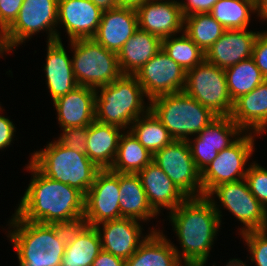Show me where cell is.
Returning <instances> with one entry per match:
<instances>
[{"mask_svg":"<svg viewBox=\"0 0 267 266\" xmlns=\"http://www.w3.org/2000/svg\"><path fill=\"white\" fill-rule=\"evenodd\" d=\"M27 169L33 178L15 212L18 217L42 224L83 223L85 196L79 190L45 176L31 161Z\"/></svg>","mask_w":267,"mask_h":266,"instance_id":"cell-1","label":"cell"},{"mask_svg":"<svg viewBox=\"0 0 267 266\" xmlns=\"http://www.w3.org/2000/svg\"><path fill=\"white\" fill-rule=\"evenodd\" d=\"M216 205L215 200L207 196L187 198L175 210L170 211L169 217L183 253L176 246L173 247L181 262L183 258L185 266L206 264L221 224L222 215Z\"/></svg>","mask_w":267,"mask_h":266,"instance_id":"cell-2","label":"cell"},{"mask_svg":"<svg viewBox=\"0 0 267 266\" xmlns=\"http://www.w3.org/2000/svg\"><path fill=\"white\" fill-rule=\"evenodd\" d=\"M10 220L14 231L8 234L19 266H61L68 226L23 220L16 214Z\"/></svg>","mask_w":267,"mask_h":266,"instance_id":"cell-3","label":"cell"},{"mask_svg":"<svg viewBox=\"0 0 267 266\" xmlns=\"http://www.w3.org/2000/svg\"><path fill=\"white\" fill-rule=\"evenodd\" d=\"M95 93V120L123 130L150 108L144 105L143 98L146 95L135 75L122 74L112 83L99 87Z\"/></svg>","mask_w":267,"mask_h":266,"instance_id":"cell-4","label":"cell"},{"mask_svg":"<svg viewBox=\"0 0 267 266\" xmlns=\"http://www.w3.org/2000/svg\"><path fill=\"white\" fill-rule=\"evenodd\" d=\"M45 176L76 188L84 196L100 170L86 154L74 151L58 140L36 151L30 160Z\"/></svg>","mask_w":267,"mask_h":266,"instance_id":"cell-5","label":"cell"},{"mask_svg":"<svg viewBox=\"0 0 267 266\" xmlns=\"http://www.w3.org/2000/svg\"><path fill=\"white\" fill-rule=\"evenodd\" d=\"M149 110L167 128L174 140L188 141L217 116L186 93L161 95L149 101Z\"/></svg>","mask_w":267,"mask_h":266,"instance_id":"cell-6","label":"cell"},{"mask_svg":"<svg viewBox=\"0 0 267 266\" xmlns=\"http://www.w3.org/2000/svg\"><path fill=\"white\" fill-rule=\"evenodd\" d=\"M74 50L72 67L78 86L98 90L122 75L117 53L107 50L93 38L70 41Z\"/></svg>","mask_w":267,"mask_h":266,"instance_id":"cell-7","label":"cell"},{"mask_svg":"<svg viewBox=\"0 0 267 266\" xmlns=\"http://www.w3.org/2000/svg\"><path fill=\"white\" fill-rule=\"evenodd\" d=\"M183 92L216 116L232 113L234 102L228 92L225 70L205 59L186 72Z\"/></svg>","mask_w":267,"mask_h":266,"instance_id":"cell-8","label":"cell"},{"mask_svg":"<svg viewBox=\"0 0 267 266\" xmlns=\"http://www.w3.org/2000/svg\"><path fill=\"white\" fill-rule=\"evenodd\" d=\"M58 0H24L17 18L3 32L8 52L35 33L46 30L48 41H61L58 25Z\"/></svg>","mask_w":267,"mask_h":266,"instance_id":"cell-9","label":"cell"},{"mask_svg":"<svg viewBox=\"0 0 267 266\" xmlns=\"http://www.w3.org/2000/svg\"><path fill=\"white\" fill-rule=\"evenodd\" d=\"M153 162L187 198L204 196L201 172L195 165L188 141L173 140L153 155Z\"/></svg>","mask_w":267,"mask_h":266,"instance_id":"cell-10","label":"cell"},{"mask_svg":"<svg viewBox=\"0 0 267 266\" xmlns=\"http://www.w3.org/2000/svg\"><path fill=\"white\" fill-rule=\"evenodd\" d=\"M247 134L240 135L232 145L218 152L217 157L201 172L204 196L220 184L245 179L248 171L245 164L253 154L255 137L251 132Z\"/></svg>","mask_w":267,"mask_h":266,"instance_id":"cell-11","label":"cell"},{"mask_svg":"<svg viewBox=\"0 0 267 266\" xmlns=\"http://www.w3.org/2000/svg\"><path fill=\"white\" fill-rule=\"evenodd\" d=\"M214 194L222 203L221 206L244 224L245 228H241L240 234L267 229V210L250 192L246 179L220 184L207 197Z\"/></svg>","mask_w":267,"mask_h":266,"instance_id":"cell-12","label":"cell"},{"mask_svg":"<svg viewBox=\"0 0 267 266\" xmlns=\"http://www.w3.org/2000/svg\"><path fill=\"white\" fill-rule=\"evenodd\" d=\"M119 196V173L110 169H100L85 195L83 223L97 226L122 218Z\"/></svg>","mask_w":267,"mask_h":266,"instance_id":"cell-13","label":"cell"},{"mask_svg":"<svg viewBox=\"0 0 267 266\" xmlns=\"http://www.w3.org/2000/svg\"><path fill=\"white\" fill-rule=\"evenodd\" d=\"M143 91L151 101L153 98L182 92L186 72L161 49L135 74Z\"/></svg>","mask_w":267,"mask_h":266,"instance_id":"cell-14","label":"cell"},{"mask_svg":"<svg viewBox=\"0 0 267 266\" xmlns=\"http://www.w3.org/2000/svg\"><path fill=\"white\" fill-rule=\"evenodd\" d=\"M243 132L230 116H217L197 134L194 142L188 140L197 169L202 172L217 157L218 152L232 145L238 138L236 136Z\"/></svg>","mask_w":267,"mask_h":266,"instance_id":"cell-15","label":"cell"},{"mask_svg":"<svg viewBox=\"0 0 267 266\" xmlns=\"http://www.w3.org/2000/svg\"><path fill=\"white\" fill-rule=\"evenodd\" d=\"M161 1V2H160ZM139 29L161 39L183 31L184 15L180 2L148 0L137 10Z\"/></svg>","mask_w":267,"mask_h":266,"instance_id":"cell-16","label":"cell"},{"mask_svg":"<svg viewBox=\"0 0 267 266\" xmlns=\"http://www.w3.org/2000/svg\"><path fill=\"white\" fill-rule=\"evenodd\" d=\"M102 10L90 0H58V24H64L69 40L93 38Z\"/></svg>","mask_w":267,"mask_h":266,"instance_id":"cell-17","label":"cell"},{"mask_svg":"<svg viewBox=\"0 0 267 266\" xmlns=\"http://www.w3.org/2000/svg\"><path fill=\"white\" fill-rule=\"evenodd\" d=\"M138 28L135 9L116 7L102 12L101 21L93 39L107 50L118 53Z\"/></svg>","mask_w":267,"mask_h":266,"instance_id":"cell-18","label":"cell"},{"mask_svg":"<svg viewBox=\"0 0 267 266\" xmlns=\"http://www.w3.org/2000/svg\"><path fill=\"white\" fill-rule=\"evenodd\" d=\"M95 226L101 238L102 250L127 260L144 241L140 240L142 228L140 222L133 218H119Z\"/></svg>","mask_w":267,"mask_h":266,"instance_id":"cell-19","label":"cell"},{"mask_svg":"<svg viewBox=\"0 0 267 266\" xmlns=\"http://www.w3.org/2000/svg\"><path fill=\"white\" fill-rule=\"evenodd\" d=\"M259 32L247 29L226 30L205 52V60L219 68H227L252 57Z\"/></svg>","mask_w":267,"mask_h":266,"instance_id":"cell-20","label":"cell"},{"mask_svg":"<svg viewBox=\"0 0 267 266\" xmlns=\"http://www.w3.org/2000/svg\"><path fill=\"white\" fill-rule=\"evenodd\" d=\"M61 128L88 127L95 120V89L77 86L53 101Z\"/></svg>","mask_w":267,"mask_h":266,"instance_id":"cell-21","label":"cell"},{"mask_svg":"<svg viewBox=\"0 0 267 266\" xmlns=\"http://www.w3.org/2000/svg\"><path fill=\"white\" fill-rule=\"evenodd\" d=\"M149 205L159 214L160 208L175 210L187 197L153 161L137 173Z\"/></svg>","mask_w":267,"mask_h":266,"instance_id":"cell-22","label":"cell"},{"mask_svg":"<svg viewBox=\"0 0 267 266\" xmlns=\"http://www.w3.org/2000/svg\"><path fill=\"white\" fill-rule=\"evenodd\" d=\"M101 251V238L95 226L85 223L68 226L61 266H91Z\"/></svg>","mask_w":267,"mask_h":266,"instance_id":"cell-23","label":"cell"},{"mask_svg":"<svg viewBox=\"0 0 267 266\" xmlns=\"http://www.w3.org/2000/svg\"><path fill=\"white\" fill-rule=\"evenodd\" d=\"M231 119L245 132L259 135L267 127V79L234 101ZM253 129V130H252Z\"/></svg>","mask_w":267,"mask_h":266,"instance_id":"cell-24","label":"cell"},{"mask_svg":"<svg viewBox=\"0 0 267 266\" xmlns=\"http://www.w3.org/2000/svg\"><path fill=\"white\" fill-rule=\"evenodd\" d=\"M47 43L44 70L49 92L55 101L74 90L78 84L73 73L72 59L68 57L62 41L56 40Z\"/></svg>","mask_w":267,"mask_h":266,"instance_id":"cell-25","label":"cell"},{"mask_svg":"<svg viewBox=\"0 0 267 266\" xmlns=\"http://www.w3.org/2000/svg\"><path fill=\"white\" fill-rule=\"evenodd\" d=\"M121 130L123 129L96 120L88 126L86 155L99 169L111 168L117 154Z\"/></svg>","mask_w":267,"mask_h":266,"instance_id":"cell-26","label":"cell"},{"mask_svg":"<svg viewBox=\"0 0 267 266\" xmlns=\"http://www.w3.org/2000/svg\"><path fill=\"white\" fill-rule=\"evenodd\" d=\"M161 49L160 37L138 28L117 53L122 74L135 75Z\"/></svg>","mask_w":267,"mask_h":266,"instance_id":"cell-27","label":"cell"},{"mask_svg":"<svg viewBox=\"0 0 267 266\" xmlns=\"http://www.w3.org/2000/svg\"><path fill=\"white\" fill-rule=\"evenodd\" d=\"M158 230L146 235L137 251L126 260V266H185L173 244Z\"/></svg>","mask_w":267,"mask_h":266,"instance_id":"cell-28","label":"cell"},{"mask_svg":"<svg viewBox=\"0 0 267 266\" xmlns=\"http://www.w3.org/2000/svg\"><path fill=\"white\" fill-rule=\"evenodd\" d=\"M119 190L121 217L146 221L158 215L148 203L138 174L119 173Z\"/></svg>","mask_w":267,"mask_h":266,"instance_id":"cell-29","label":"cell"},{"mask_svg":"<svg viewBox=\"0 0 267 266\" xmlns=\"http://www.w3.org/2000/svg\"><path fill=\"white\" fill-rule=\"evenodd\" d=\"M153 161V155L127 130L119 140L117 154L110 168L116 173L137 174Z\"/></svg>","mask_w":267,"mask_h":266,"instance_id":"cell-30","label":"cell"},{"mask_svg":"<svg viewBox=\"0 0 267 266\" xmlns=\"http://www.w3.org/2000/svg\"><path fill=\"white\" fill-rule=\"evenodd\" d=\"M224 70L228 92L233 102L241 95L251 92L266 80L252 57L242 60Z\"/></svg>","mask_w":267,"mask_h":266,"instance_id":"cell-31","label":"cell"},{"mask_svg":"<svg viewBox=\"0 0 267 266\" xmlns=\"http://www.w3.org/2000/svg\"><path fill=\"white\" fill-rule=\"evenodd\" d=\"M129 130L152 155L174 140L167 128L150 110L138 117Z\"/></svg>","mask_w":267,"mask_h":266,"instance_id":"cell-32","label":"cell"},{"mask_svg":"<svg viewBox=\"0 0 267 266\" xmlns=\"http://www.w3.org/2000/svg\"><path fill=\"white\" fill-rule=\"evenodd\" d=\"M226 31L209 13L184 17L183 32L205 53Z\"/></svg>","mask_w":267,"mask_h":266,"instance_id":"cell-33","label":"cell"},{"mask_svg":"<svg viewBox=\"0 0 267 266\" xmlns=\"http://www.w3.org/2000/svg\"><path fill=\"white\" fill-rule=\"evenodd\" d=\"M250 11L256 12L255 0H218L209 14L226 30L247 29Z\"/></svg>","mask_w":267,"mask_h":266,"instance_id":"cell-34","label":"cell"},{"mask_svg":"<svg viewBox=\"0 0 267 266\" xmlns=\"http://www.w3.org/2000/svg\"><path fill=\"white\" fill-rule=\"evenodd\" d=\"M163 51L187 72L205 59V53L183 32L162 39Z\"/></svg>","mask_w":267,"mask_h":266,"instance_id":"cell-35","label":"cell"},{"mask_svg":"<svg viewBox=\"0 0 267 266\" xmlns=\"http://www.w3.org/2000/svg\"><path fill=\"white\" fill-rule=\"evenodd\" d=\"M245 179L250 192L267 210V169L254 162L248 167Z\"/></svg>","mask_w":267,"mask_h":266,"instance_id":"cell-36","label":"cell"},{"mask_svg":"<svg viewBox=\"0 0 267 266\" xmlns=\"http://www.w3.org/2000/svg\"><path fill=\"white\" fill-rule=\"evenodd\" d=\"M267 229L248 231L242 235L251 253V262L257 266H267Z\"/></svg>","mask_w":267,"mask_h":266,"instance_id":"cell-37","label":"cell"},{"mask_svg":"<svg viewBox=\"0 0 267 266\" xmlns=\"http://www.w3.org/2000/svg\"><path fill=\"white\" fill-rule=\"evenodd\" d=\"M87 131L88 127L63 128V133L58 141L74 151L86 154Z\"/></svg>","mask_w":267,"mask_h":266,"instance_id":"cell-38","label":"cell"},{"mask_svg":"<svg viewBox=\"0 0 267 266\" xmlns=\"http://www.w3.org/2000/svg\"><path fill=\"white\" fill-rule=\"evenodd\" d=\"M24 0H0V31L4 32L17 18Z\"/></svg>","mask_w":267,"mask_h":266,"instance_id":"cell-39","label":"cell"},{"mask_svg":"<svg viewBox=\"0 0 267 266\" xmlns=\"http://www.w3.org/2000/svg\"><path fill=\"white\" fill-rule=\"evenodd\" d=\"M252 59L267 79V31L259 32L254 43Z\"/></svg>","mask_w":267,"mask_h":266,"instance_id":"cell-40","label":"cell"},{"mask_svg":"<svg viewBox=\"0 0 267 266\" xmlns=\"http://www.w3.org/2000/svg\"><path fill=\"white\" fill-rule=\"evenodd\" d=\"M188 2L181 3L180 7L184 17L196 13H209L214 4L218 0H187Z\"/></svg>","mask_w":267,"mask_h":266,"instance_id":"cell-41","label":"cell"},{"mask_svg":"<svg viewBox=\"0 0 267 266\" xmlns=\"http://www.w3.org/2000/svg\"><path fill=\"white\" fill-rule=\"evenodd\" d=\"M15 131L13 122L0 115V149L6 148L11 144Z\"/></svg>","mask_w":267,"mask_h":266,"instance_id":"cell-42","label":"cell"},{"mask_svg":"<svg viewBox=\"0 0 267 266\" xmlns=\"http://www.w3.org/2000/svg\"><path fill=\"white\" fill-rule=\"evenodd\" d=\"M91 266H126V260L102 250Z\"/></svg>","mask_w":267,"mask_h":266,"instance_id":"cell-43","label":"cell"},{"mask_svg":"<svg viewBox=\"0 0 267 266\" xmlns=\"http://www.w3.org/2000/svg\"><path fill=\"white\" fill-rule=\"evenodd\" d=\"M145 1L148 0H116L117 7L131 8L137 10Z\"/></svg>","mask_w":267,"mask_h":266,"instance_id":"cell-44","label":"cell"},{"mask_svg":"<svg viewBox=\"0 0 267 266\" xmlns=\"http://www.w3.org/2000/svg\"><path fill=\"white\" fill-rule=\"evenodd\" d=\"M94 5L102 11L110 10L117 7L116 0H90Z\"/></svg>","mask_w":267,"mask_h":266,"instance_id":"cell-45","label":"cell"},{"mask_svg":"<svg viewBox=\"0 0 267 266\" xmlns=\"http://www.w3.org/2000/svg\"><path fill=\"white\" fill-rule=\"evenodd\" d=\"M255 6L259 17L267 20V0H255Z\"/></svg>","mask_w":267,"mask_h":266,"instance_id":"cell-46","label":"cell"},{"mask_svg":"<svg viewBox=\"0 0 267 266\" xmlns=\"http://www.w3.org/2000/svg\"><path fill=\"white\" fill-rule=\"evenodd\" d=\"M226 266H247V265L243 263V261H241L240 259L239 260L232 259V260H229Z\"/></svg>","mask_w":267,"mask_h":266,"instance_id":"cell-47","label":"cell"},{"mask_svg":"<svg viewBox=\"0 0 267 266\" xmlns=\"http://www.w3.org/2000/svg\"><path fill=\"white\" fill-rule=\"evenodd\" d=\"M5 51L7 53L8 50L4 43L3 32L0 31V54L2 55V53H4Z\"/></svg>","mask_w":267,"mask_h":266,"instance_id":"cell-48","label":"cell"}]
</instances>
